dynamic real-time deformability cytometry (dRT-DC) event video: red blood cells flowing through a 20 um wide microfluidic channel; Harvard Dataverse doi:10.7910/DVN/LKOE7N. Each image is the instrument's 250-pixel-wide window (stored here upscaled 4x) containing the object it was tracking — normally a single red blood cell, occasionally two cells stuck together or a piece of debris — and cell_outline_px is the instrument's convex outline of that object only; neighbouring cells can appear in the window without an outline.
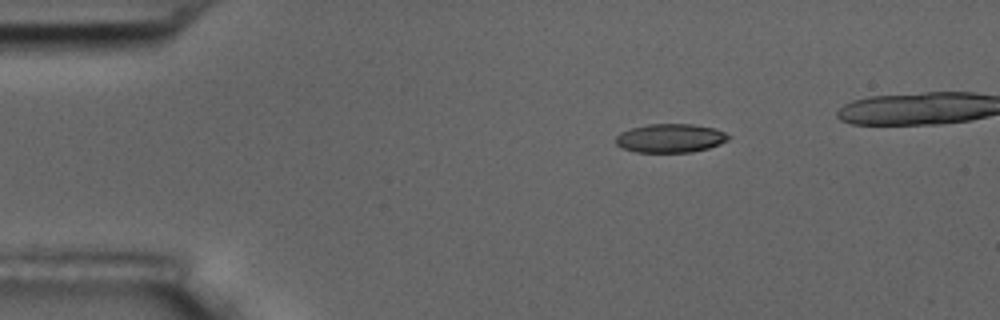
{"species": "common noctule bat (a hibernating species)", "species_latin": "Nyctalus noctula", "temperature_condition": "room temperature", "stored_images_in_passage": 4, "camera_frame_rate_fps": 3000, "um_per_image_px": 0.085, "animal": {"sex": "male", "body_mass_g": 17.5, "forearm_length_mm": 52.3}, "frame": {"image": 1, "passage_image": 1, "time_ms": 0.0, "image_size_px": [1000, 320], "cell_outline_px": [[732, 136], [728, 140], [720, 144], [708, 148], [692, 152], [636, 152], [624, 148], [616, 144], [616, 136], [620, 132], [632, 128], [648, 124], [692, 124], [716, 128]], "centroid_in_image_um": [57.01, 11.74], "position_along_channel_um": 28.0, "area_um2": 18.9}}